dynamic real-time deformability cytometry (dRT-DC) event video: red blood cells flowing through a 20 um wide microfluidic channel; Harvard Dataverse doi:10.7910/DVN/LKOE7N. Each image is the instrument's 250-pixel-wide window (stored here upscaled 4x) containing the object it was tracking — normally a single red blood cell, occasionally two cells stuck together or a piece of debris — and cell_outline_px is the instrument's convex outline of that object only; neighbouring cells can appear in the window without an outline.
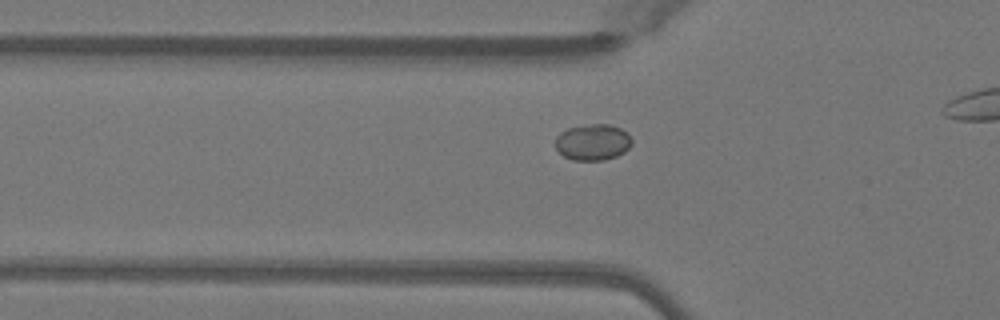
{"species": "Egyptian fruit bat (a non-hibernating species)", "species_latin": "Rousettus aegyptiacus", "temperature_condition": "warm", "stored_images_in_passage": 38, "camera_frame_rate_fps": 3000, "um_per_image_px": 0.085, "animal": {"sex": "female"}, "frame": {"image": 1, "passage_image": 14, "time_ms": 4.333, "image_size_px": [1000, 320], "cell_outline_px": [[632, 144], [624, 152], [616, 156], [604, 160], [572, 160], [564, 156], [556, 148], [556, 136], [560, 132], [568, 128], [592, 124], [608, 124], [620, 128], [628, 132], [632, 140]], "centroid_in_image_um": [50.4, 12.08], "position_along_channel_um": 75.4, "area_um2": 16.13}}
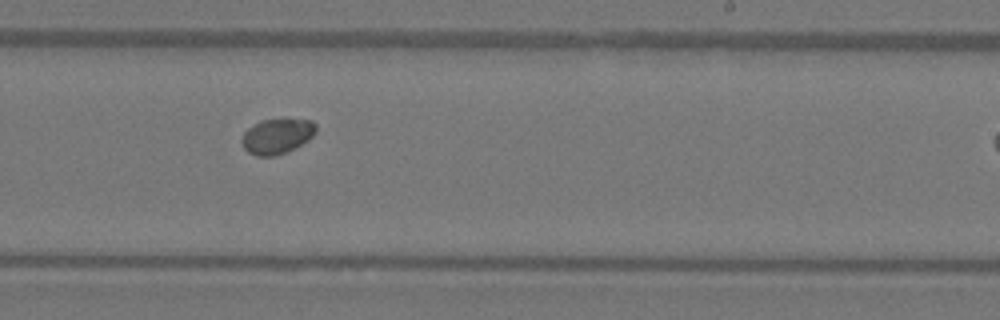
{"frame": {"image": 2, "passage_image": 28, "time_ms": 9.0, "image_size_px": [1000, 320], "cell_outline_px": [[316, 132], [308, 140], [276, 156], [256, 156], [248, 152], [244, 148], [240, 140], [244, 132], [248, 128], [260, 120], [284, 116], [312, 120], [316, 124]], "centroid_in_image_um": [23.55, 11.51], "position_along_channel_um": 265.5, "area_um2": 15.72}}
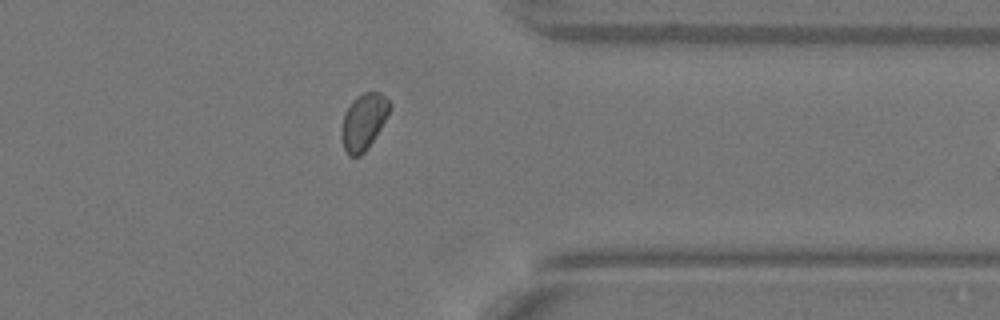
{"frame": {"image": 3, "passage_image": 37, "time_ms": 12.0, "image_size_px": [1000, 320], "cell_outline_px": [[392, 104], [380, 128], [368, 148], [360, 156], [348, 156], [344, 148], [344, 112], [352, 100], [356, 96], [364, 92], [380, 92]], "centroid_in_image_um": [30.93, 10.31], "position_along_channel_um": 380.5, "area_um2": 15.2}}